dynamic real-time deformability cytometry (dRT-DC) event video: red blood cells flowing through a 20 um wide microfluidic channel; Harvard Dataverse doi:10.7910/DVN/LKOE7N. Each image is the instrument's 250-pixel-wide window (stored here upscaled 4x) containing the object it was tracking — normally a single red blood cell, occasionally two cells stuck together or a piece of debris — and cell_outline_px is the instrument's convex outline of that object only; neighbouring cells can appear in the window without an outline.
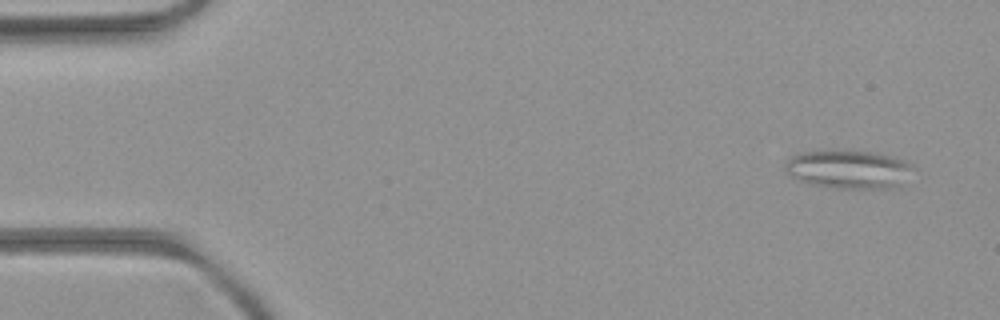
{"species": "common noctule bat (a hibernating species)", "species_latin": "Nyctalus noctula", "temperature_condition": "room temperature", "stored_images_in_passage": 4, "camera_frame_rate_fps": 3000, "um_per_image_px": 0.085, "animal": {"sex": "female", "body_mass_g": 21.9}, "frame": {"image": 1, "passage_image": 1, "time_ms": 0.0, "image_size_px": [1000, 320], "cell_outline_px": [[916, 168], [900, 188], [832, 188], [808, 184], [788, 176], [784, 168], [784, 164], [792, 156], [800, 152], [868, 152], [888, 156], [912, 164]], "centroid_in_image_um": [72.14, 14.44], "position_along_channel_um": 12.9, "area_um2": 28.55}}